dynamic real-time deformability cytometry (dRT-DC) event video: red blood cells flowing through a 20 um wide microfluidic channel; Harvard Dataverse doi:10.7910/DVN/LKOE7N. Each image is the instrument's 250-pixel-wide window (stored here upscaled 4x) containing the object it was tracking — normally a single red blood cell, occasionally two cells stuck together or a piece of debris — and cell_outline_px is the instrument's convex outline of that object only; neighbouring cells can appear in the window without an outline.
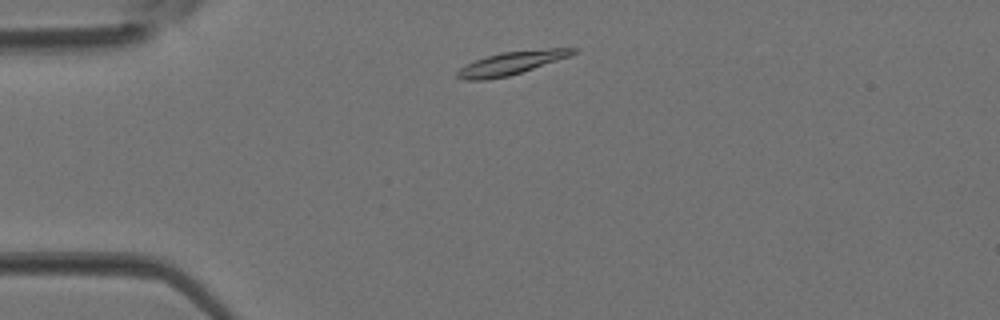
{"species": "Egyptian fruit bat (a non-hibernating species)", "species_latin": "Rousettus aegyptiacus", "temperature_condition": "room temperature", "stored_images_in_passage": 2, "camera_frame_rate_fps": 3000, "um_per_image_px": 0.085, "animal": {"sex": "female"}, "frame": {"image": 1, "passage_image": 2, "time_ms": 0.333, "image_size_px": [1000, 320], "cell_outline_px": [[580, 52], [508, 76], [488, 80], [464, 80], [456, 76], [456, 72], [460, 68], [476, 60], [500, 52], [548, 48], [580, 48]], "centroid_in_image_um": [43.47, 5.35], "position_along_channel_um": 41.5, "area_um2": 15.37}}